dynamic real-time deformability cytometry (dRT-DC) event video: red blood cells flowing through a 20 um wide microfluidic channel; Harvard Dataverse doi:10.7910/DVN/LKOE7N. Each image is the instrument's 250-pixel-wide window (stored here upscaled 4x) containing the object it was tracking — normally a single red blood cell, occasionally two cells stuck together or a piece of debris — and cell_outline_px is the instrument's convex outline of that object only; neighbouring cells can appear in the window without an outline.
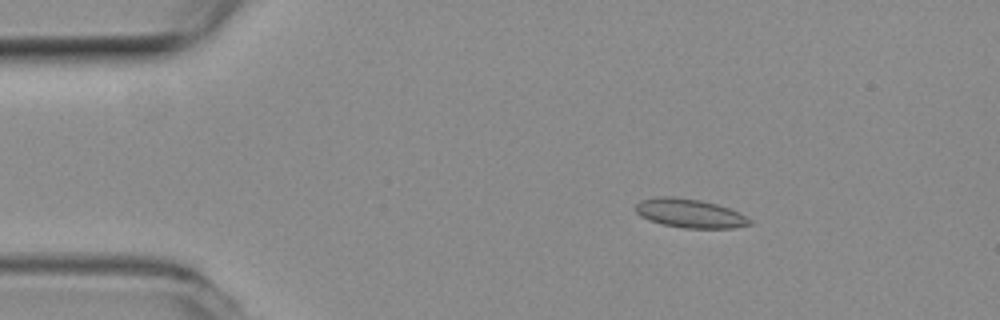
{"species": "common noctule bat (a hibernating species)", "species_latin": "Nyctalus noctula", "temperature_condition": "room temperature", "stored_images_in_passage": 51, "camera_frame_rate_fps": 3000, "um_per_image_px": 0.085, "animal": {"sex": "female", "body_mass_g": 19.3, "forearm_length_mm": 54.1}, "frame": {"image": 1, "passage_image": 6, "time_ms": 1.667, "image_size_px": [1000, 320], "cell_outline_px": [[752, 224], [732, 228], [684, 228], [660, 224], [648, 220], [640, 216], [636, 212], [636, 204], [640, 200], [656, 196], [676, 196], [700, 200], [716, 204], [740, 212], [752, 220]], "centroid_in_image_um": [58.61, 18.13], "position_along_channel_um": 26.4, "area_um2": 19.42}}
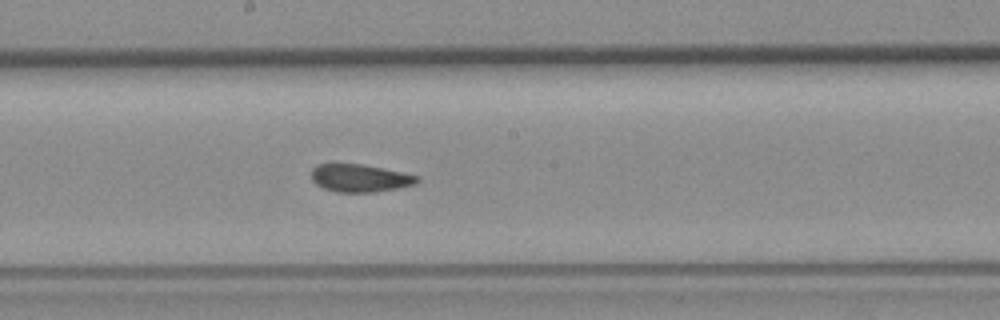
{"frame": {"image": 2, "passage_image": 26, "time_ms": 8.333, "image_size_px": [1000, 320], "cell_outline_px": [[420, 180], [416, 184], [376, 192], [336, 192], [324, 188], [316, 184], [312, 180], [312, 168], [316, 164], [364, 164], [384, 168], [420, 176]], "centroid_in_image_um": [30.61, 15.13], "position_along_channel_um": 217.6, "area_um2": 17.17}}
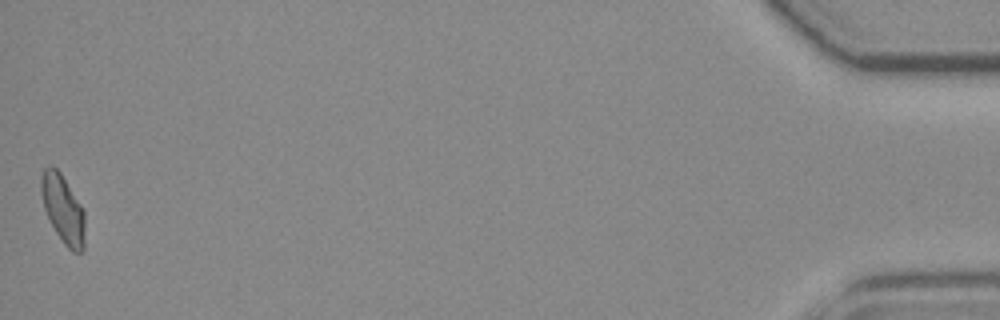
{"frame": {"image": 3, "passage_image": 51, "time_ms": 16.667, "image_size_px": [1000, 320], "cell_outline_px": [[84, 248], [80, 252], [72, 252], [64, 244], [56, 232], [44, 208], [40, 192], [40, 176], [44, 168], [52, 164], [60, 172], [80, 204], [84, 212]], "centroid_in_image_um": [5.33, 17.74], "position_along_channel_um": 429.9, "area_um2": 17.28}, "authors_computed_cell_mechanics": {"area_um2": 17.7446, "velocity_mm_per_s": 3.7939, "shape_relaxation_time_tau1_ms": null, "shape_relaxation_time_tau2_ms": 2.0521, "deformation_change_tau1": null, "deformation_change_tau2": 0.0526}}